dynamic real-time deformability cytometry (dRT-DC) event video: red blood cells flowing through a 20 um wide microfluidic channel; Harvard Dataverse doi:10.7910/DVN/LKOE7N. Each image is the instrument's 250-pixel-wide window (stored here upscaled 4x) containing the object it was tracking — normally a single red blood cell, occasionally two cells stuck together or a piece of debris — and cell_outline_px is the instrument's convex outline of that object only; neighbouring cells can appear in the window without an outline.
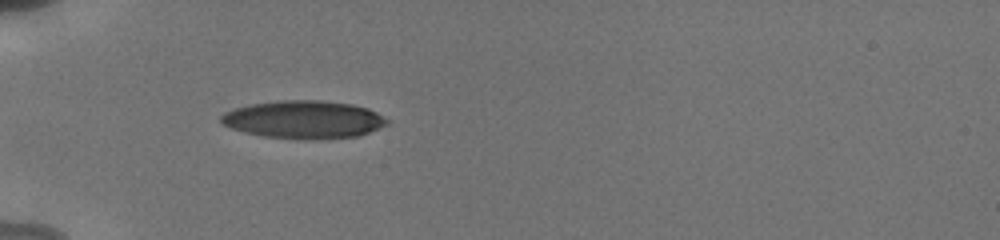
{"species": "human", "species_latin": "Homo sapiens", "temperature_condition": "cold", "stored_images_in_passage": 37, "camera_frame_rate_fps": 3000, "um_per_image_px": 0.085, "donor": {"sex": "male"}, "frame": {"image": 1, "passage_image": 3, "time_ms": 1.0, "image_size_px": [1000, 240], "cell_outline_px": [[392, 120], [388, 124], [368, 132], [356, 136], [312, 140], [300, 140], [264, 136], [244, 132], [232, 128], [224, 124], [220, 120], [220, 116], [224, 112], [232, 108], [252, 104], [280, 100], [320, 100], [352, 104], [368, 108]], "centroid_in_image_um": [25.83, 10.16], "position_along_channel_um": 59.2, "area_um2": 36.88}}
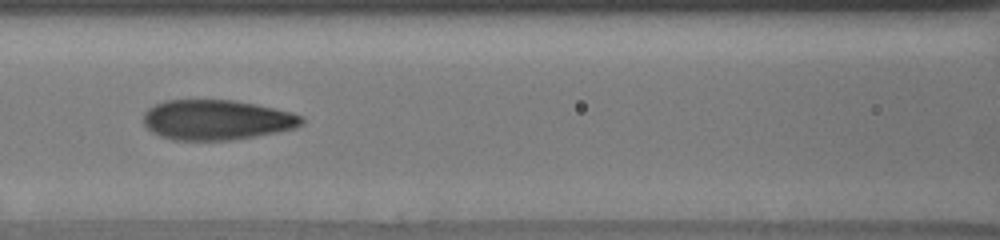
{"frame": {"image": 2, "passage_image": 10, "time_ms": 3.667, "image_size_px": [1000, 240], "cell_outline_px": [[304, 124], [296, 128], [256, 136], [232, 140], [172, 140], [160, 136], [152, 132], [144, 124], [144, 112], [148, 108], [164, 100], [232, 100], [256, 104], [292, 112], [304, 116]], "centroid_in_image_um": [18.44, 10.19], "position_along_channel_um": 148.2, "area_um2": 37.17}}
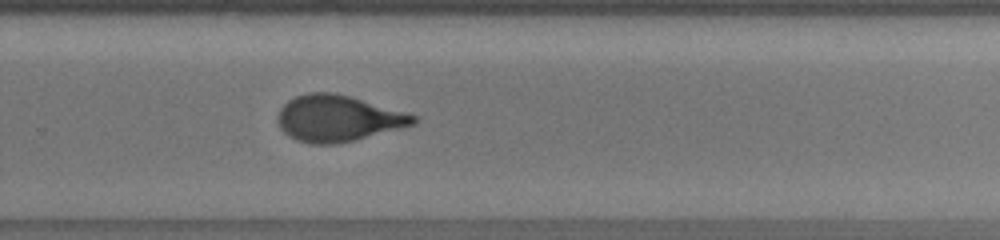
{"frame": {"image": 3, "passage_image": 21, "time_ms": 7.667, "image_size_px": [1000, 240], "cell_outline_px": [[420, 116], [412, 124], [400, 128], [336, 144], [312, 144], [296, 140], [288, 136], [280, 128], [276, 120], [276, 116], [280, 108], [288, 100], [296, 96], [308, 92], [332, 92], [348, 96], [408, 112]], "centroid_in_image_um": [28.68, 10.05], "position_along_channel_um": 301.1, "area_um2": 36.47}, "authors_computed_cell_mechanics": {"area_um2": 36.5874, "velocity_mm_per_s": 3.8496, "shape_relaxation_time_tau1_ms": 4.1498, "shape_relaxation_time_tau2_ms": 0.8568, "deformation_change_tau1": 0.1859, "deformation_change_tau2": 0.0821}}